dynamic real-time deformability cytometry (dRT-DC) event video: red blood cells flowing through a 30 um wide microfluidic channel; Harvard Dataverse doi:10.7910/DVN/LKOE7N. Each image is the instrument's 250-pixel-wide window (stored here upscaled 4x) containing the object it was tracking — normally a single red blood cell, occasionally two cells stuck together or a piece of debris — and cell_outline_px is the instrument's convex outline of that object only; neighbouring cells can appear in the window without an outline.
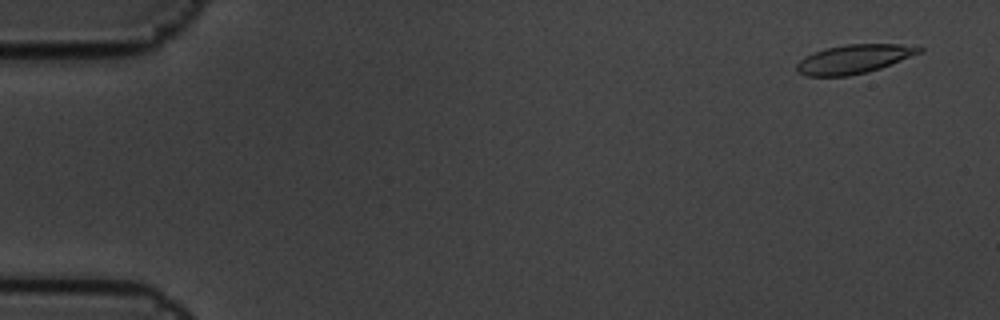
{"species": "common noctule bat (a hibernating species)", "species_latin": "Nyctalus noctula", "temperature_condition": "cold", "stored_images_in_passage": 6, "camera_frame_rate_fps": 3000, "um_per_image_px": 0.085, "animal": {"sex": "male", "body_mass_g": 19.5, "forearm_length_mm": 54.6}, "frame": {"image": 1, "passage_image": 1, "time_ms": 0.0, "image_size_px": [1000, 320], "cell_outline_px": [[924, 48], [920, 52], [880, 68], [868, 72], [848, 76], [804, 76], [796, 72], [796, 64], [800, 60], [824, 48], [844, 44], [900, 44]], "centroid_in_image_um": [72.52, 5.03], "position_along_channel_um": 12.5, "area_um2": 20.4}}
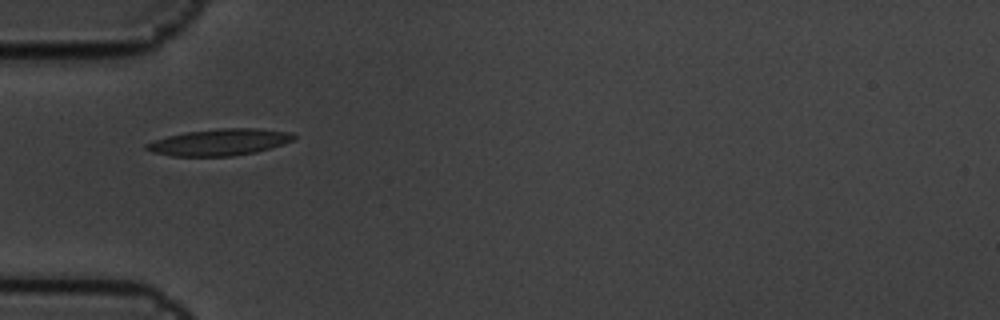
{"frame": {"image": 2, "passage_image": 5, "time_ms": 1.333, "image_size_px": [1000, 320], "cell_outline_px": [[296, 136], [292, 140], [284, 144], [256, 152], [232, 156], [172, 156], [152, 152], [144, 148], [144, 144], [168, 136], [188, 132], [216, 128], [256, 128], [292, 132]], "centroid_in_image_um": [18.67, 12.08], "position_along_channel_um": 66.3, "area_um2": 22.77}}
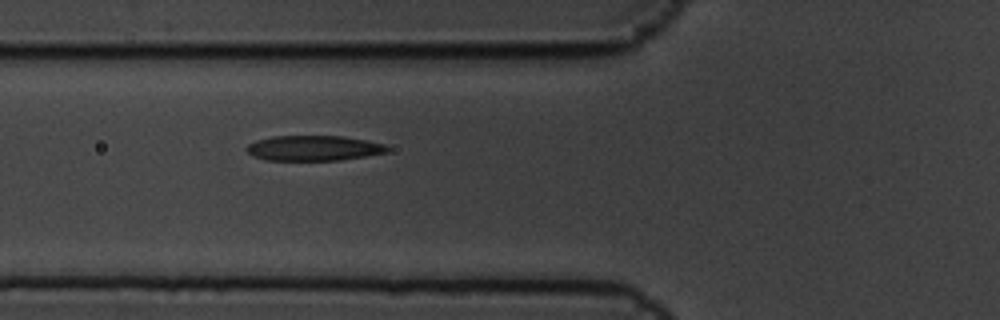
{"frame": {"image": 3, "passage_image": 6, "time_ms": 1.667, "image_size_px": [1000, 320], "cell_outline_px": [[388, 152], [340, 160], [264, 160], [252, 156], [244, 148], [248, 144], [256, 140], [272, 136], [344, 136], [384, 144], [388, 148]], "centroid_in_image_um": [26.6, 12.59], "position_along_channel_um": 99.2, "area_um2": 20.63}}